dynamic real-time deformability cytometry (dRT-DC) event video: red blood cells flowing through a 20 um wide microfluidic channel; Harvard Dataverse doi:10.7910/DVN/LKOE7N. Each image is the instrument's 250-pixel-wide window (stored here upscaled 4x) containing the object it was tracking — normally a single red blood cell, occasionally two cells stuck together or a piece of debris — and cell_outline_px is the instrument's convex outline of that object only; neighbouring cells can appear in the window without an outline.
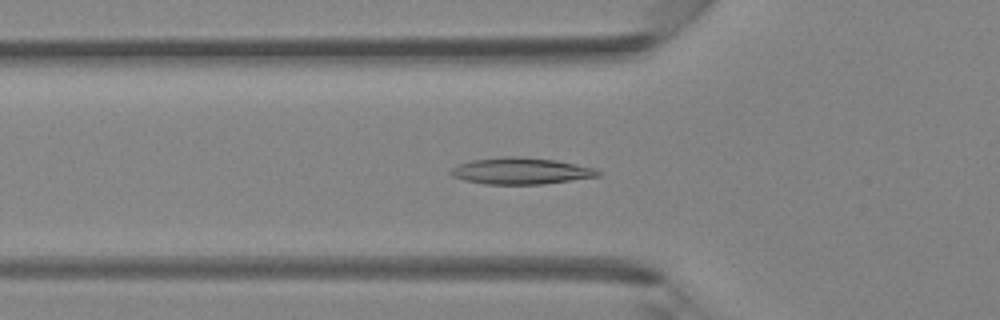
{"species": "Egyptian fruit bat (a non-hibernating species)", "species_latin": "Rousettus aegyptiacus", "temperature_condition": "room temperature", "stored_images_in_passage": 36, "camera_frame_rate_fps": 3000, "um_per_image_px": 0.085, "animal": {"sex": "female"}, "frame": {"image": 1, "passage_image": 8, "time_ms": 2.333, "image_size_px": [1000, 320], "cell_outline_px": [[600, 176], [544, 184], [484, 184], [464, 180], [452, 176], [452, 168], [460, 164], [472, 160], [504, 156], [520, 156], [556, 160], [596, 168], [600, 172]], "centroid_in_image_um": [44.31, 14.53], "position_along_channel_um": 81.5, "area_um2": 22.72}}
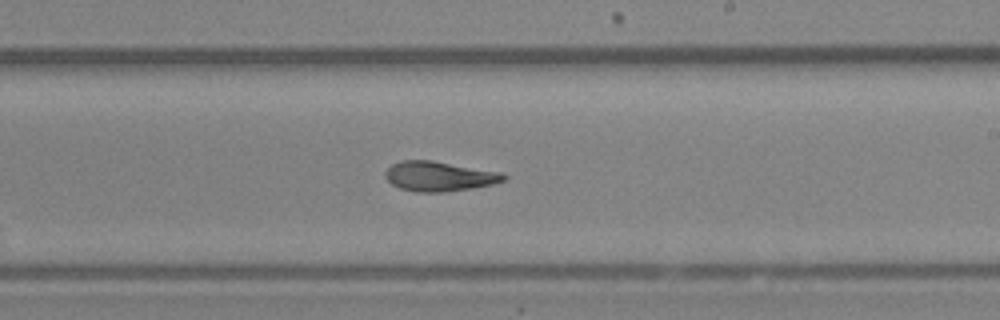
{"frame": {"image": 2, "passage_image": 19, "time_ms": 6.0, "image_size_px": [1000, 320], "cell_outline_px": [[508, 176], [504, 180], [492, 184], [472, 188], [444, 192], [416, 192], [400, 188], [392, 184], [384, 176], [384, 172], [392, 164], [400, 160], [432, 160], [500, 172]], "centroid_in_image_um": [37.3, 14.98], "position_along_channel_um": 251.7, "area_um2": 20.52}}
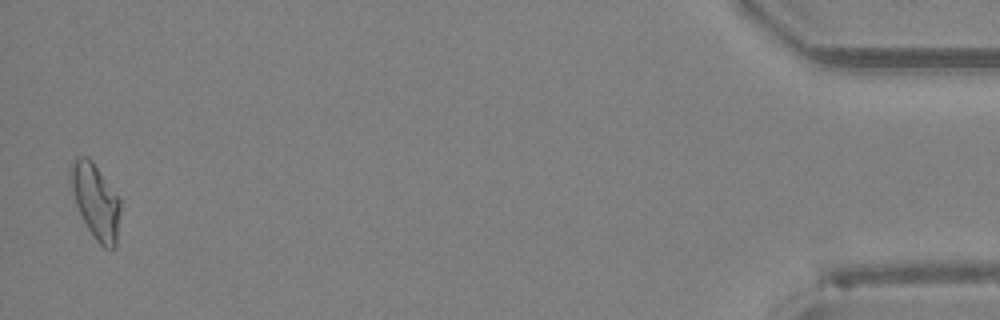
{"frame": {"image": 3, "passage_image": 36, "time_ms": 11.667, "image_size_px": [1000, 320], "cell_outline_px": [[120, 212], [116, 248], [104, 248], [96, 240], [88, 228], [76, 204], [68, 176], [68, 168], [72, 160], [76, 156], [88, 156], [92, 160], [120, 196]], "centroid_in_image_um": [8.12, 17.03], "position_along_channel_um": 427.1, "area_um2": 22.08}}